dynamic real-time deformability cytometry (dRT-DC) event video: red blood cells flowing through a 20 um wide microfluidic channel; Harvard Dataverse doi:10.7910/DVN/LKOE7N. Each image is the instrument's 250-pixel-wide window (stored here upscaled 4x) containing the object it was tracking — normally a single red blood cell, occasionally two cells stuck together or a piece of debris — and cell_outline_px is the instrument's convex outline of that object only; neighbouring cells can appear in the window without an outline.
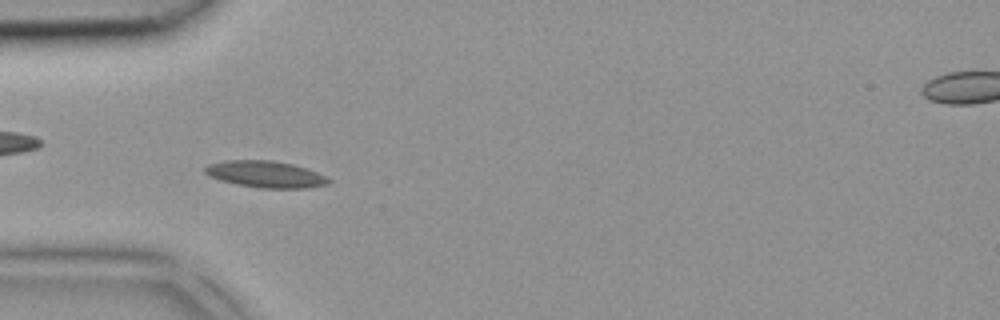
{"species": "common noctule bat (a hibernating species)", "species_latin": "Nyctalus noctula", "temperature_condition": "room temperature", "stored_images_in_passage": 43, "camera_frame_rate_fps": 3000, "um_per_image_px": 0.085, "animal": {"sex": "female", "body_mass_g": 18.4}, "frame": {"image": 1, "passage_image": 13, "time_ms": 4.0, "image_size_px": [1000, 320], "cell_outline_px": [[332, 180], [328, 184], [308, 188], [260, 188], [236, 184], [220, 180], [208, 176], [204, 172], [204, 168], [208, 164], [224, 160], [272, 160], [292, 164], [316, 172]], "centroid_in_image_um": [22.53, 14.81], "position_along_channel_um": 62.5, "area_um2": 19.19}}
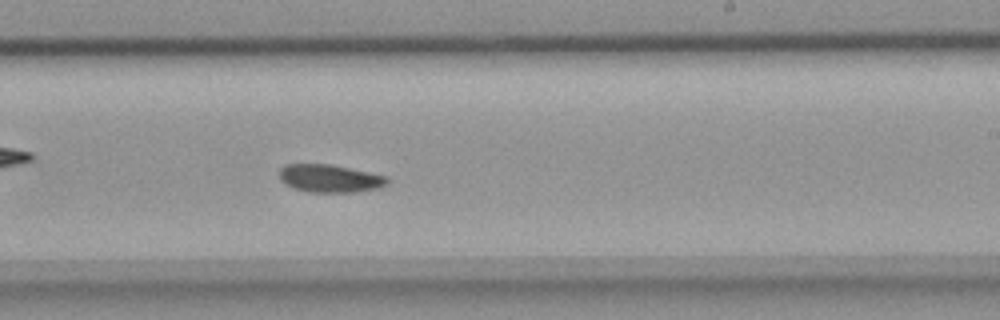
{"frame": {"image": 2, "passage_image": 26, "time_ms": 8.333, "image_size_px": [1000, 320], "cell_outline_px": [[388, 184], [380, 188], [356, 192], [308, 192], [296, 188], [288, 184], [280, 176], [280, 168], [284, 164], [328, 164], [388, 176]], "centroid_in_image_um": [28.09, 15.17], "position_along_channel_um": 260.9, "area_um2": 17.28}}
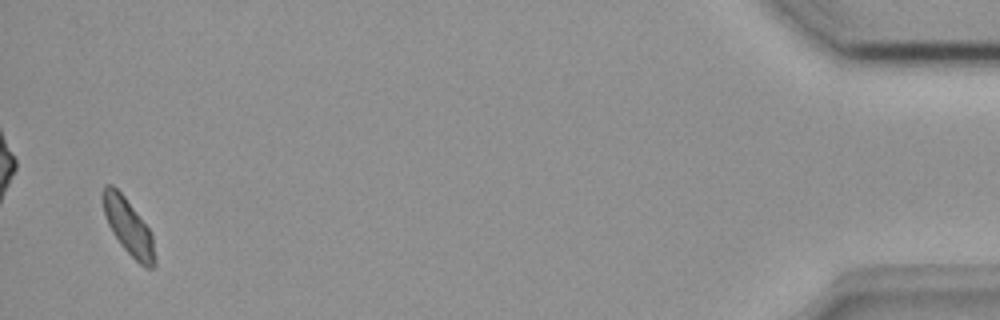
{"frame": {"image": 3, "passage_image": 42, "time_ms": 13.667, "image_size_px": [1000, 320], "cell_outline_px": [[156, 264], [152, 268], [148, 268], [140, 264], [120, 244], [112, 232], [104, 216], [100, 196], [100, 192], [104, 184], [112, 184], [124, 196], [152, 232], [156, 260]], "centroid_in_image_um": [10.88, 19.23], "position_along_channel_um": 424.3, "area_um2": 17.22}}